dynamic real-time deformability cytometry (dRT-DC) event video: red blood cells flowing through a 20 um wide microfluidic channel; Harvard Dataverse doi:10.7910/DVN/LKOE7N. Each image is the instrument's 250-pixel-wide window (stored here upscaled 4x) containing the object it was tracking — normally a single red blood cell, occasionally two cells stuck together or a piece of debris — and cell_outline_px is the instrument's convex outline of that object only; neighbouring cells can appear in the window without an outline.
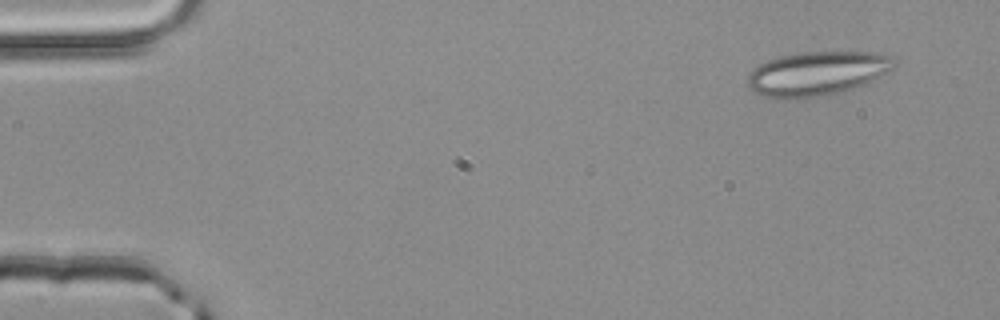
{"species": "common noctule bat (a hibernating species)", "species_latin": "Nyctalus noctula", "temperature_condition": "room temperature", "stored_images_in_passage": 3, "camera_frame_rate_fps": 3000, "um_per_image_px": 0.085, "animal": {"sex": "male", "body_mass_g": 20.4}, "frame": {"image": 1, "passage_image": 1, "time_ms": 0.0, "image_size_px": [1000, 320], "cell_outline_px": [[896, 64], [888, 72], [868, 84], [840, 92], [816, 96], [768, 96], [752, 92], [748, 88], [748, 76], [760, 64], [768, 60], [780, 56], [800, 52], [876, 52], [888, 56], [896, 60]], "centroid_in_image_um": [69.52, 6.21], "position_along_channel_um": 15.5, "area_um2": 36.99}}